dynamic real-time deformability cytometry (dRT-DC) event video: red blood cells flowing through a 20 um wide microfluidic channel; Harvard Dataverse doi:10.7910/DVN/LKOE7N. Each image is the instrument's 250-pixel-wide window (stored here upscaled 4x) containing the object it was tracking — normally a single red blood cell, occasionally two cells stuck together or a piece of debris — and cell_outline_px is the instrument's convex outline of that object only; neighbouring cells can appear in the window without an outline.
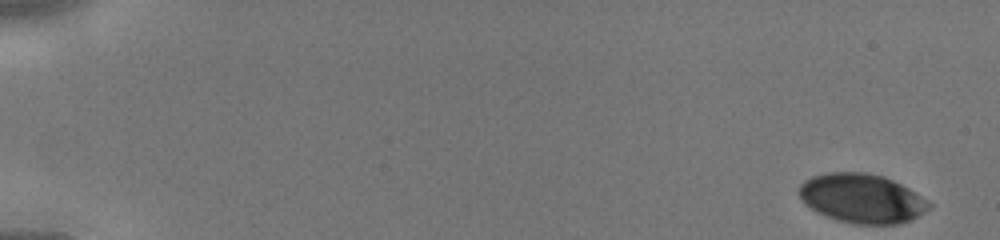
{"species": "human", "species_latin": "Homo sapiens", "temperature_condition": "cold", "stored_images_in_passage": 44, "camera_frame_rate_fps": 3000, "um_per_image_px": 0.085, "donor": {"sex": "male"}, "frame": {"image": 1, "passage_image": 1, "time_ms": 0.0, "image_size_px": [1000, 240], "cell_outline_px": [[932, 204], [924, 212], [912, 220], [896, 224], [852, 224], [836, 220], [824, 216], [816, 212], [804, 204], [800, 196], [800, 184], [804, 180], [812, 176], [828, 172], [864, 172], [884, 176], [908, 188], [928, 200]], "centroid_in_image_um": [73.24, 16.87], "position_along_channel_um": 11.8, "area_um2": 37.4}}
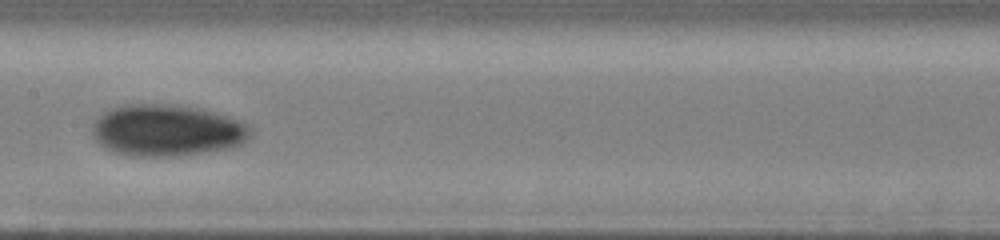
{"frame": {"image": 2, "passage_image": 24, "time_ms": 7.667, "image_size_px": [1000, 240], "cell_outline_px": [[252, 136], [244, 144], [232, 148], [176, 156], [128, 156], [112, 152], [104, 148], [92, 136], [92, 124], [104, 112], [112, 108], [128, 104], [176, 104], [204, 108], [216, 112], [248, 124], [252, 128]], "centroid_in_image_um": [14.23, 11.08], "position_along_channel_um": 193.2, "area_um2": 48.32}}
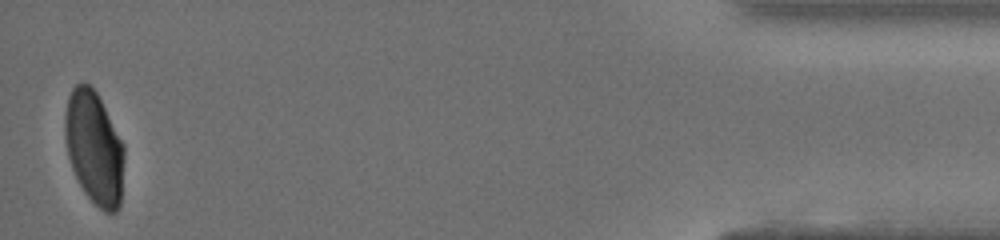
{"frame": {"image": 3, "passage_image": 44, "time_ms": 14.333, "image_size_px": [1000, 240], "cell_outline_px": [[124, 156], [120, 204], [116, 212], [104, 212], [84, 192], [72, 168], [68, 156], [64, 136], [64, 116], [68, 96], [72, 88], [76, 84], [88, 84], [96, 92], [124, 144]], "centroid_in_image_um": [7.99, 12.55], "position_along_channel_um": 427.2, "area_um2": 38.84}}